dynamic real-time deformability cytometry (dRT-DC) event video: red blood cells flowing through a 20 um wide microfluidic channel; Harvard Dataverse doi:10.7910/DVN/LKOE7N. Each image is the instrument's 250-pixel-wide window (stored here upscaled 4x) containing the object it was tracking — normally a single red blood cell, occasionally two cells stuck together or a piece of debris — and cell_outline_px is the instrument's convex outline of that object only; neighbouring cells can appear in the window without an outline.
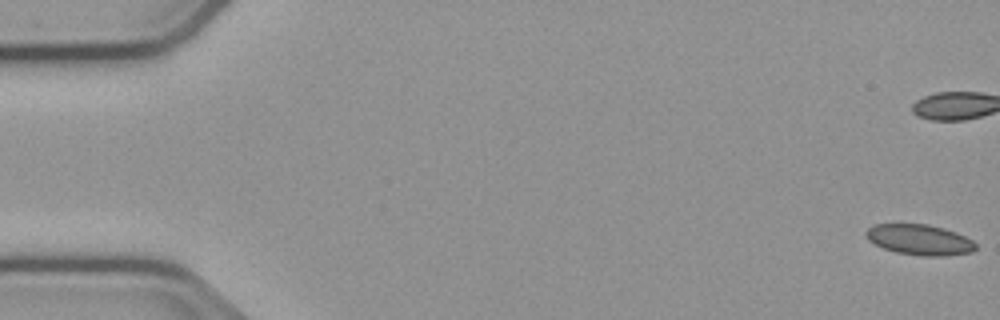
{"species": "common noctule bat (a hibernating species)", "species_latin": "Nyctalus noctula", "temperature_condition": "cold", "stored_images_in_passage": 10, "camera_frame_rate_fps": 3000, "um_per_image_px": 0.085, "animal": {"sex": "male", "body_mass_g": 23.1, "forearm_length_mm": 52.7}, "frame": {"image": 1, "passage_image": 1, "time_ms": 0.0, "image_size_px": [1000, 320], "cell_outline_px": [[976, 248], [972, 252], [944, 256], [924, 256], [896, 252], [884, 248], [868, 240], [864, 236], [864, 232], [868, 228], [876, 224], [928, 224], [944, 228], [956, 232], [972, 240], [976, 244]], "centroid_in_image_um": [78.16, 20.37], "position_along_channel_um": 6.8, "area_um2": 19.54}}